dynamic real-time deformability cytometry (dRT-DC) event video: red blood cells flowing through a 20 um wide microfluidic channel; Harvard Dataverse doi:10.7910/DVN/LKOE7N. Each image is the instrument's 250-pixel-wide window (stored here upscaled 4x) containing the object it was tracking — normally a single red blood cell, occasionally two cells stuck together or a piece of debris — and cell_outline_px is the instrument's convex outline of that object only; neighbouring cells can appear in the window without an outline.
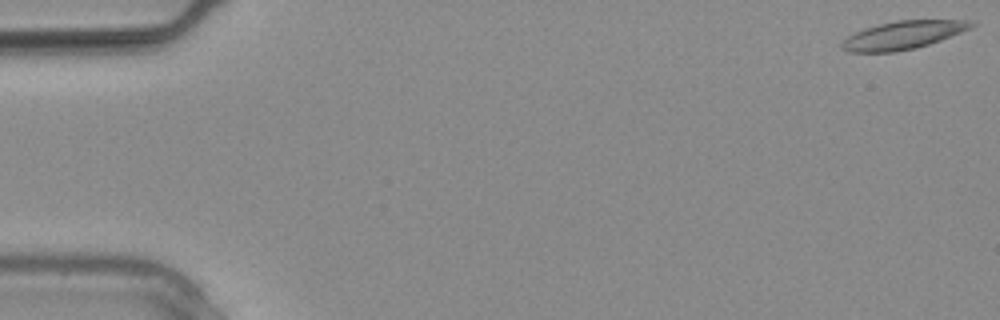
{"species": "common noctule bat (a hibernating species)", "species_latin": "Nyctalus noctula", "temperature_condition": "warm", "stored_images_in_passage": 9, "camera_frame_rate_fps": 3000, "um_per_image_px": 0.085, "animal": {"sex": "male", "body_mass_g": 20.4}, "frame": {"image": 1, "passage_image": 1, "time_ms": 0.0, "image_size_px": [1000, 320], "cell_outline_px": [[976, 24], [972, 28], [940, 40], [916, 48], [896, 52], [848, 52], [840, 48], [840, 44], [848, 36], [856, 32], [880, 24], [896, 20], [976, 20]], "centroid_in_image_um": [76.79, 2.99], "position_along_channel_um": 8.2, "area_um2": 21.15}}